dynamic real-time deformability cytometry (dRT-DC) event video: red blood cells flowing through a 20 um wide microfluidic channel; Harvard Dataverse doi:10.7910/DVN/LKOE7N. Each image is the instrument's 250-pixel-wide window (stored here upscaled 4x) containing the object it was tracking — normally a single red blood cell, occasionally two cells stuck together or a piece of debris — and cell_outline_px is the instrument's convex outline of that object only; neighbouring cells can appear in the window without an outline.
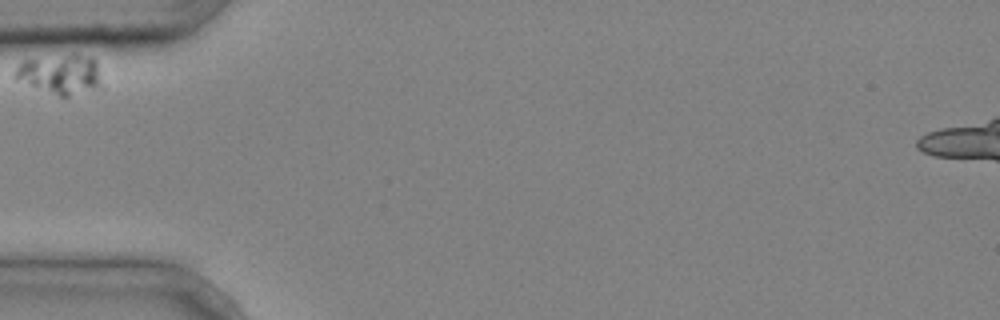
{"species": "common noctule bat (a hibernating species)", "species_latin": "Nyctalus noctula", "temperature_condition": "cold", "stored_images_in_passage": 1, "camera_frame_rate_fps": 3000, "um_per_image_px": 0.085, "animal": {"sex": "male", "body_mass_g": 20.4}, "frame": {"image": 1, "passage_image": 1, "time_ms": 0.0, "image_size_px": [1000, 320], "cell_outline_px": [[100, 88], [68, 96], [60, 96], [16, 80], [12, 76], [16, 68], [24, 60], [72, 52], [76, 52], [92, 56], [96, 60], [100, 84]], "centroid_in_image_um": [5.13, 6.26], "position_along_channel_um": 79.9, "area_um2": 20.35}}